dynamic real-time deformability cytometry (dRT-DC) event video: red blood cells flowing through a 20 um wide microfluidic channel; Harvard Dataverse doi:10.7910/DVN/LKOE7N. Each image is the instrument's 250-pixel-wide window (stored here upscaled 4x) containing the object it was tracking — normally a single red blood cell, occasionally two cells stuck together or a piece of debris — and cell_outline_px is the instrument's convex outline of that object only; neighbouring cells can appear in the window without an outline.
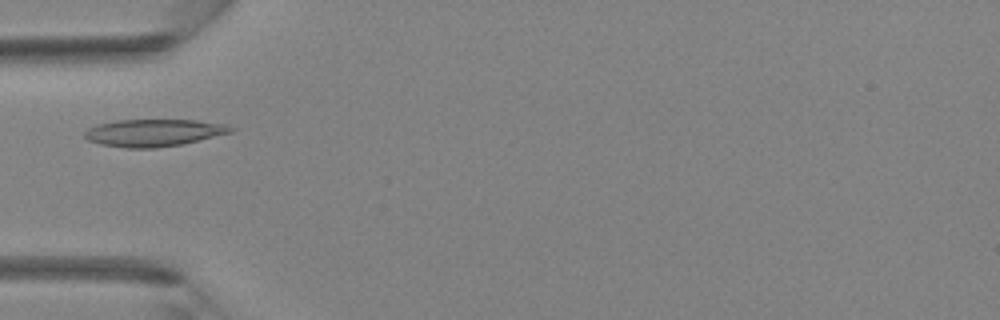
{"species": "Egyptian fruit bat (a non-hibernating species)", "species_latin": "Rousettus aegyptiacus", "temperature_condition": "room temperature", "stored_images_in_passage": 32, "camera_frame_rate_fps": 3000, "um_per_image_px": 0.085, "animal": {"sex": "female"}, "frame": {"image": 1, "passage_image": 4, "time_ms": 1.0, "image_size_px": [1000, 320], "cell_outline_px": [[236, 128], [232, 132], [180, 144], [156, 148], [124, 148], [100, 144], [88, 140], [84, 136], [84, 132], [88, 128], [100, 124], [116, 120], [196, 120], [228, 124]], "centroid_in_image_um": [13.07, 11.28], "position_along_channel_um": 71.9, "area_um2": 23.12}}
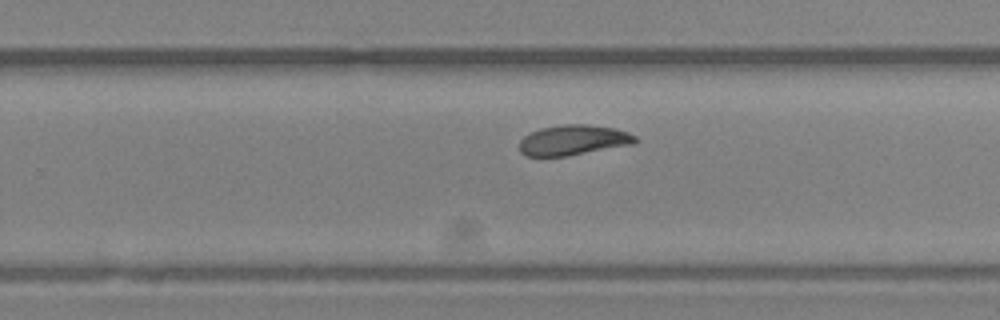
{"frame": {"image": 2, "passage_image": 17, "time_ms": 5.333, "image_size_px": [1000, 320], "cell_outline_px": [[636, 140], [632, 144], [568, 156], [528, 156], [520, 152], [520, 140], [524, 136], [540, 128], [564, 124], [588, 124], [616, 128], [628, 132], [636, 136]], "centroid_in_image_um": [48.73, 11.9], "position_along_channel_um": 281.1, "area_um2": 20.35}}
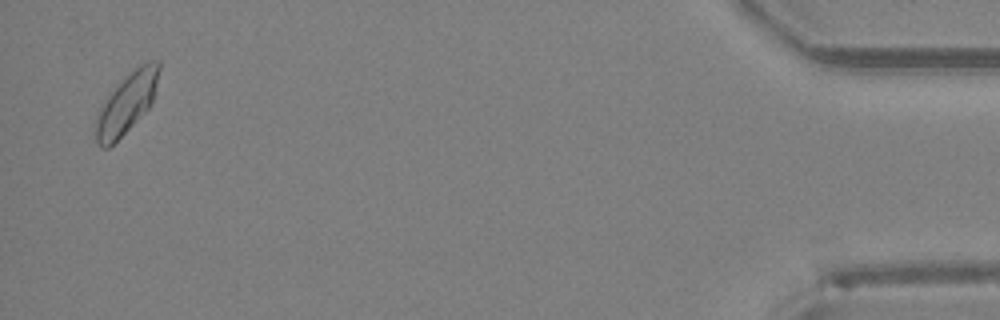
{"frame": {"image": 3, "passage_image": 31, "time_ms": 10.0, "image_size_px": [1000, 320], "cell_outline_px": [[160, 68], [156, 92], [152, 104], [108, 148], [100, 148], [96, 144], [96, 116], [100, 108], [108, 96], [124, 76], [140, 64], [148, 60], [160, 60]], "centroid_in_image_um": [10.8, 8.72], "position_along_channel_um": 424.4, "area_um2": 22.02}}